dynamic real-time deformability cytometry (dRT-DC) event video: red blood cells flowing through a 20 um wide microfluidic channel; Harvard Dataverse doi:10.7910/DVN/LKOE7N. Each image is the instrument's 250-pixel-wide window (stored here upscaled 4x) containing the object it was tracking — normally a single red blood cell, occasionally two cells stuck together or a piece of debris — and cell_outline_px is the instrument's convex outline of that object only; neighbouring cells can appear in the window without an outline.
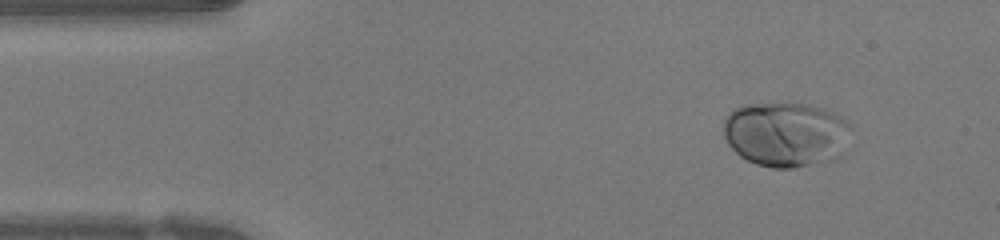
{"species": "human", "species_latin": "Homo sapiens", "temperature_condition": "warm", "stored_images_in_passage": 43, "camera_frame_rate_fps": 3000, "um_per_image_px": 0.085, "donor": {"sex": "female"}, "frame": {"image": 1, "passage_image": 1, "time_ms": 0.0, "image_size_px": [1000, 240], "cell_outline_px": [[852, 128], [840, 156], [836, 160], [792, 168], [772, 168], [756, 164], [740, 156], [728, 144], [724, 136], [724, 120], [736, 108], [748, 104], [808, 104], [824, 108], [848, 120], [852, 124]], "centroid_in_image_um": [66.84, 11.43], "position_along_channel_um": 18.2, "area_um2": 48.32}}
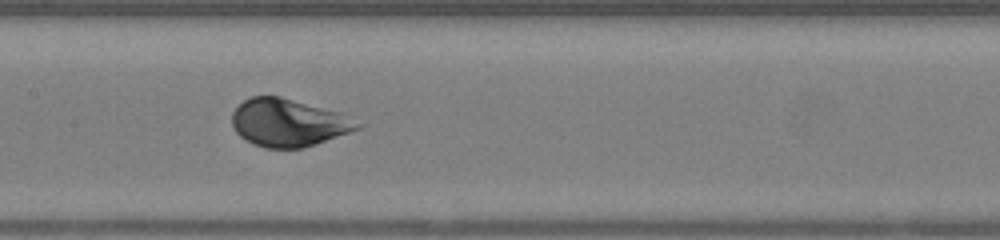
{"frame": {"image": 2, "passage_image": 18, "time_ms": 5.667, "image_size_px": [1000, 240], "cell_outline_px": [[364, 128], [304, 148], [264, 148], [252, 144], [244, 140], [236, 132], [232, 124], [232, 112], [244, 100], [252, 96], [280, 96], [340, 112], [364, 124]], "centroid_in_image_um": [24.55, 10.44], "position_along_channel_um": 182.9, "area_um2": 35.2}}
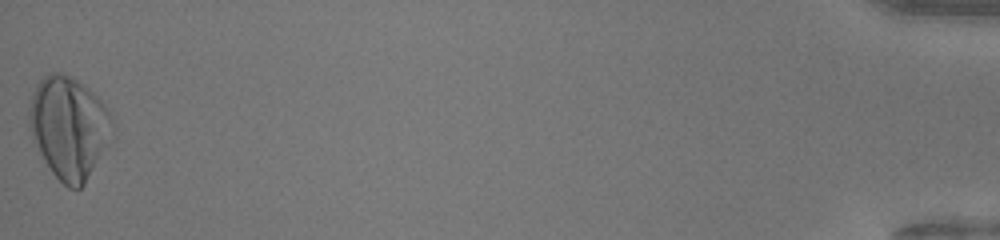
{"frame": {"image": 3, "passage_image": 43, "time_ms": 14.0, "image_size_px": [1000, 240], "cell_outline_px": [[112, 124], [84, 184], [80, 188], [68, 188], [52, 172], [32, 140], [28, 128], [28, 108], [32, 96], [40, 80], [44, 76], [52, 72], [60, 72], [84, 84], [104, 104], [112, 120]], "centroid_in_image_um": [5.75, 10.78], "position_along_channel_um": 429.4, "area_um2": 47.74}, "authors_computed_cell_mechanics": {"area_um2": 35.836, "velocity_mm_per_s": 4.252, "shape_relaxation_time_tau1_ms": 2.2827, "shape_relaxation_time_tau2_ms": null, "deformation_change_tau1": 0.1539, "deformation_change_tau2": null}}